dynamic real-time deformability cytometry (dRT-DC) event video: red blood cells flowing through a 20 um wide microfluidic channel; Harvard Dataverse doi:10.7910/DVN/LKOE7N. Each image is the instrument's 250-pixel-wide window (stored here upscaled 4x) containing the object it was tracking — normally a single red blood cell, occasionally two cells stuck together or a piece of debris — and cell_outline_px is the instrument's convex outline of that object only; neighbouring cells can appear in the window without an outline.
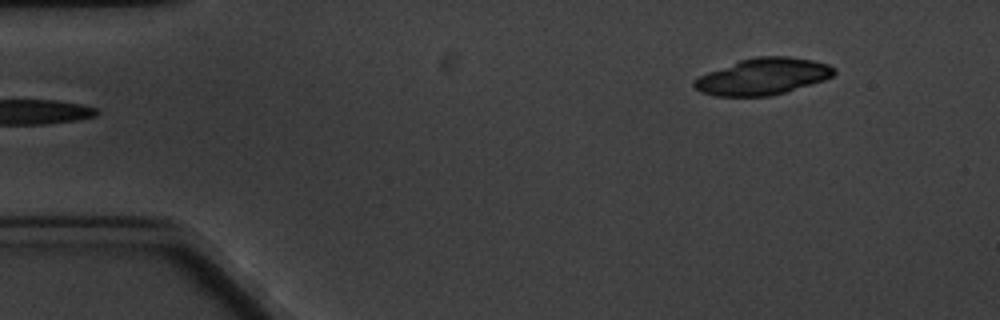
{"species": "common noctule bat (a hibernating species)", "species_latin": "Nyctalus noctula", "temperature_condition": "cold", "stored_images_in_passage": 6, "segment_of_instrument_passage": [2, 2], "camera_frame_rate_fps": 3000, "um_per_image_px": 0.085, "animal": {"sex": "male", "body_mass_g": 20.1, "forearm_length_mm": 53.5}, "frame": {"image": 1, "passage_image": 6, "time_ms": 5.667, "image_size_px": [1000, 320], "cell_outline_px": [[836, 72], [832, 76], [824, 80], [772, 96], [716, 96], [700, 92], [692, 84], [692, 80], [708, 72], [740, 60], [756, 56], [788, 56], [812, 60], [828, 64], [836, 68]], "centroid_in_image_um": [64.84, 6.5], "position_along_channel_um": 20.2, "area_um2": 29.77}}